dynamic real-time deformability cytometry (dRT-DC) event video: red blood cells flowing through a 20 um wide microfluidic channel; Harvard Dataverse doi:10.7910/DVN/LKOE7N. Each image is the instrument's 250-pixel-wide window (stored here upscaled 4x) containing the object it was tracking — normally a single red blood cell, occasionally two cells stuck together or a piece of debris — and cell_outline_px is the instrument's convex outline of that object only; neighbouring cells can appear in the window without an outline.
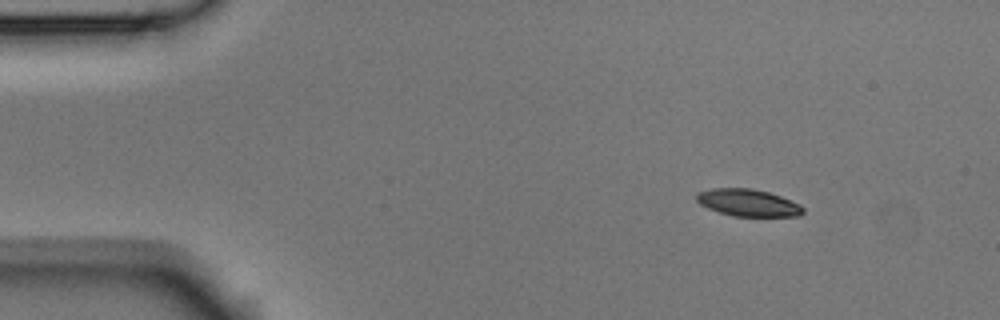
{"species": "Egyptian fruit bat (a non-hibernating species)", "species_latin": "Rousettus aegyptiacus", "temperature_condition": "room temperature", "stored_images_in_passage": 5, "camera_frame_rate_fps": 3000, "um_per_image_px": 0.085, "animal": {"sex": "male"}, "frame": {"image": 1, "passage_image": 1, "time_ms": 0.0, "image_size_px": [1000, 320], "cell_outline_px": [[804, 212], [800, 216], [732, 216], [708, 208], [700, 204], [696, 200], [696, 192], [712, 188], [752, 188], [768, 192], [780, 196], [800, 204], [804, 208]], "centroid_in_image_um": [63.58, 17.23], "position_along_channel_um": 21.4, "area_um2": 16.88}}
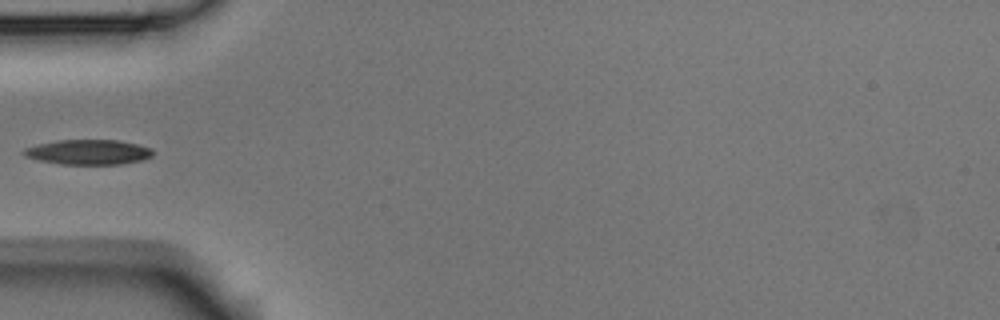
{"frame": {"image": 2, "passage_image": 4, "time_ms": 1.0, "image_size_px": [1000, 320], "cell_outline_px": [[152, 156], [144, 160], [120, 164], [60, 164], [40, 160], [24, 156], [20, 152], [24, 148], [56, 140], [120, 140], [152, 148]], "centroid_in_image_um": [7.51, 12.93], "position_along_channel_um": 77.5, "area_um2": 18.79}}
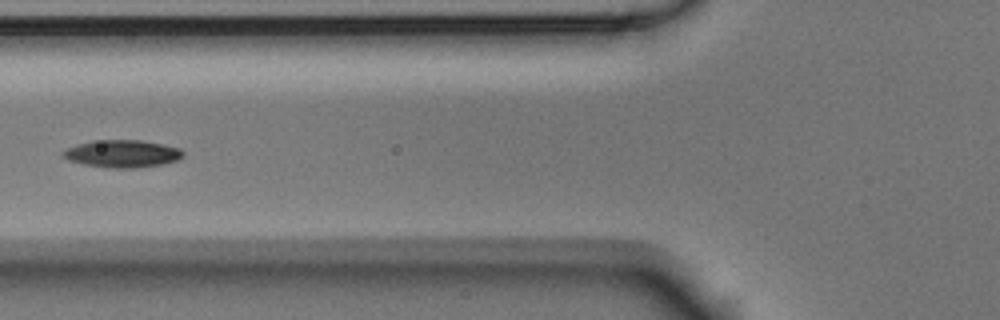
{"frame": {"image": 3, "passage_image": 5, "time_ms": 1.333, "image_size_px": [1000, 320], "cell_outline_px": [[184, 156], [180, 160], [160, 164], [136, 168], [108, 168], [84, 164], [68, 160], [60, 156], [60, 152], [76, 144], [92, 140], [140, 140], [164, 144], [180, 148], [184, 152]], "centroid_in_image_um": [10.38, 13.06], "position_along_channel_um": 115.4, "area_um2": 19.48}}